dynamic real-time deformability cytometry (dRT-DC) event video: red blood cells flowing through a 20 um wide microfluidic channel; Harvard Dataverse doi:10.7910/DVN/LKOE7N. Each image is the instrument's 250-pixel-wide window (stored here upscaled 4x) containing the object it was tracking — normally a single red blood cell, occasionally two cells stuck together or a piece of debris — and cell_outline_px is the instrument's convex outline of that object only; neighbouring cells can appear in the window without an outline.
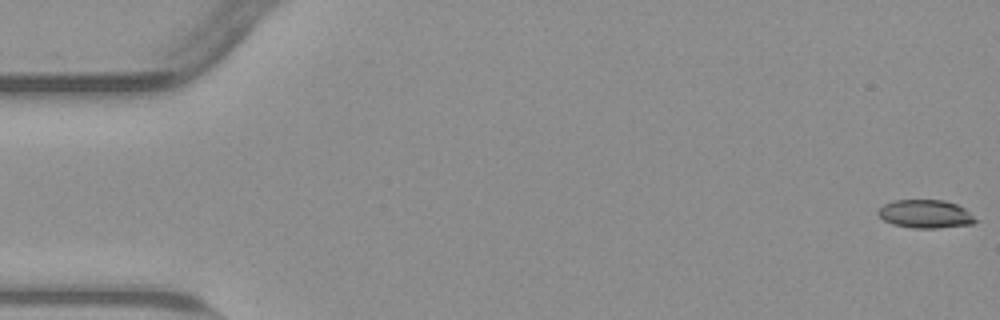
{"species": "common noctule bat (a hibernating species)", "species_latin": "Nyctalus noctula", "temperature_condition": "warm", "stored_images_in_passage": 55, "camera_frame_rate_fps": 3000, "um_per_image_px": 0.085, "animal": {"sex": "male", "body_mass_g": 23.1, "forearm_length_mm": 52.7}, "frame": {"image": 1, "passage_image": 1, "time_ms": 0.0, "image_size_px": [1000, 320], "cell_outline_px": [[976, 220], [972, 224], [936, 228], [912, 228], [892, 224], [884, 220], [876, 212], [884, 204], [896, 200], [944, 200], [956, 204], [964, 208]], "centroid_in_image_um": [78.63, 18.19], "position_along_channel_um": 6.4, "area_um2": 15.84}}
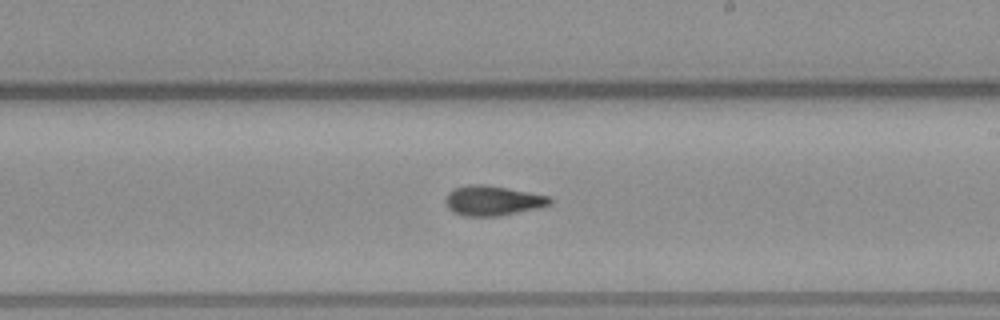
{"frame": {"image": 2, "passage_image": 32, "time_ms": 10.333, "image_size_px": [1000, 320], "cell_outline_px": [[552, 204], [540, 208], [500, 216], [464, 216], [452, 212], [448, 208], [444, 200], [448, 192], [456, 188], [476, 184], [484, 184], [548, 196], [552, 200]], "centroid_in_image_um": [41.87, 17.07], "position_along_channel_um": 247.1, "area_um2": 18.09}}
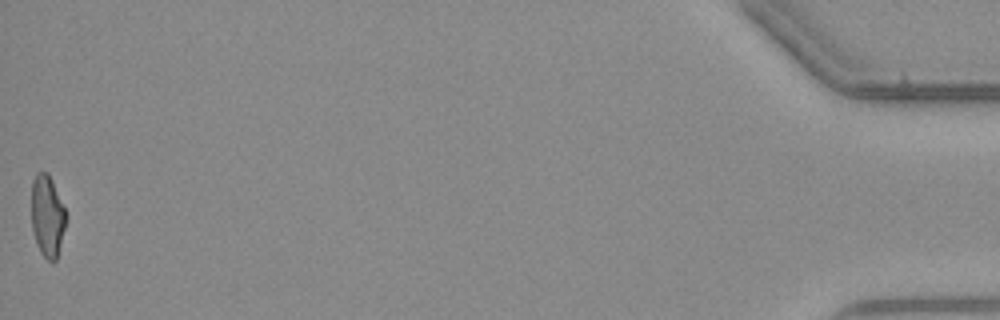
{"frame": {"image": 3, "passage_image": 55, "time_ms": 18.0, "image_size_px": [1000, 320], "cell_outline_px": [[68, 216], [56, 260], [48, 260], [40, 252], [36, 244], [32, 228], [32, 180], [36, 172], [48, 172], [52, 180]], "centroid_in_image_um": [4.03, 18.34], "position_along_channel_um": 431.2, "area_um2": 16.47}, "authors_computed_cell_mechanics": {"area_um2": 17.4556, "velocity_mm_per_s": 3.8066, "shape_relaxation_time_tau1_ms": 8.6574, "shape_relaxation_time_tau2_ms": 2.6919, "deformation_change_tau1": 0.2197, "deformation_change_tau2": 0.0936}}